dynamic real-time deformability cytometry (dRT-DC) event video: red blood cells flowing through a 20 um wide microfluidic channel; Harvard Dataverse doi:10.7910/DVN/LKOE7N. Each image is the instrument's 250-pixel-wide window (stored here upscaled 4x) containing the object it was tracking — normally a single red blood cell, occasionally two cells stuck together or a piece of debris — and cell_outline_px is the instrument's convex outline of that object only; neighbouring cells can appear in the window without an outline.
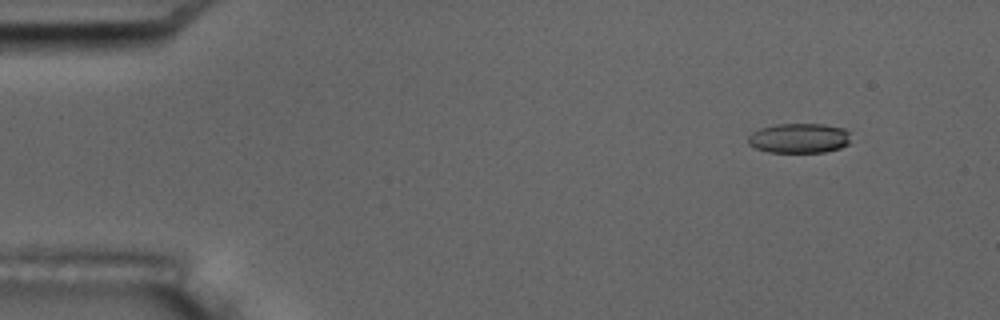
{"species": "common noctule bat (a hibernating species)", "species_latin": "Nyctalus noctula", "temperature_condition": "room temperature", "stored_images_in_passage": 5, "camera_frame_rate_fps": 3000, "um_per_image_px": 0.085, "animal": {"sex": "male", "body_mass_g": 17.5, "forearm_length_mm": 52.3}, "frame": {"image": 1, "passage_image": 1, "time_ms": 0.0, "image_size_px": [1000, 320], "cell_outline_px": [[848, 144], [840, 148], [824, 152], [768, 152], [756, 148], [748, 144], [748, 136], [752, 132], [760, 128], [776, 124], [824, 124], [844, 128], [848, 132]], "centroid_in_image_um": [67.9, 11.74], "position_along_channel_um": 17.1, "area_um2": 17.8}}